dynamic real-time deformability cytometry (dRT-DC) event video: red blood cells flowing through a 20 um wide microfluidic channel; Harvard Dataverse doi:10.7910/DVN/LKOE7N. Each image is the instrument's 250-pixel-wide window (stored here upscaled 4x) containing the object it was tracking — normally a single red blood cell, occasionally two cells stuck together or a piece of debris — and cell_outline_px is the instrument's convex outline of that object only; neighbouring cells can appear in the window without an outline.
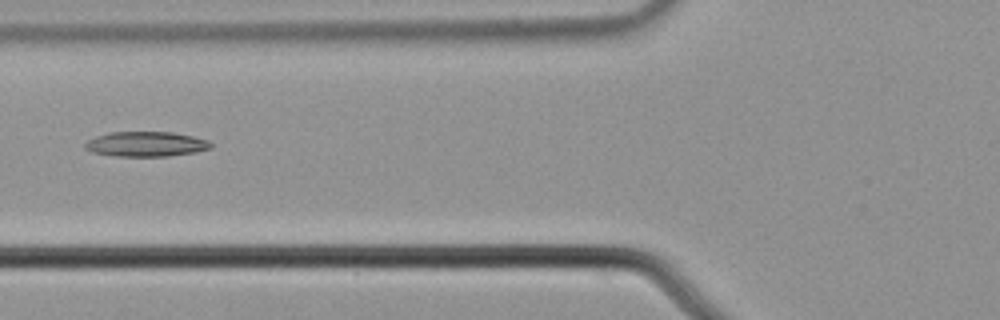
{"species": "common noctule bat (a hibernating species)", "species_latin": "Nyctalus noctula", "temperature_condition": "cold", "stored_images_in_passage": 6, "camera_frame_rate_fps": 3000, "um_per_image_px": 0.085, "animal": {"sex": "male", "body_mass_g": 21.5, "forearm_length_mm": 52.0}, "frame": {"image": 1, "passage_image": 6, "time_ms": 1.667, "image_size_px": [1000, 320], "cell_outline_px": [[212, 148], [196, 152], [168, 156], [116, 156], [92, 152], [84, 148], [84, 144], [88, 140], [96, 136], [112, 132], [172, 132], [192, 136], [208, 140], [212, 144]], "centroid_in_image_um": [12.42, 12.25], "position_along_channel_um": 113.4, "area_um2": 18.26}}